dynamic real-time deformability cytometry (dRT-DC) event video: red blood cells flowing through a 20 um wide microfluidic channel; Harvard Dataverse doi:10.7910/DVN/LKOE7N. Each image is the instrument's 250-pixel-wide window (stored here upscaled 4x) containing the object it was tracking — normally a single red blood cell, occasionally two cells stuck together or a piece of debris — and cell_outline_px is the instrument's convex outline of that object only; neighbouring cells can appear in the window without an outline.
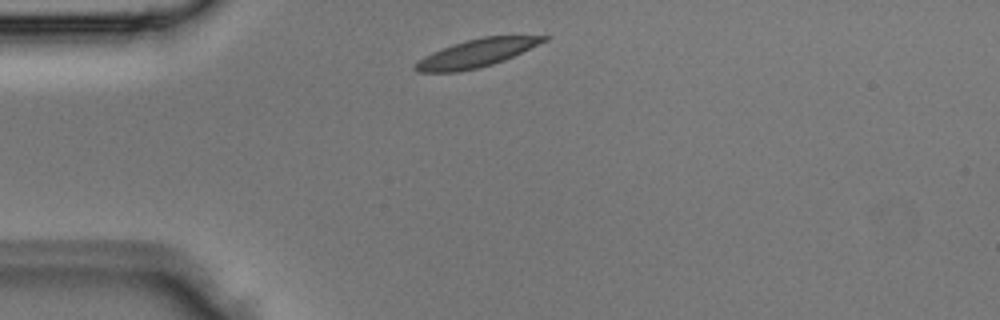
{"species": "Egyptian fruit bat (a non-hibernating species)", "species_latin": "Rousettus aegyptiacus", "temperature_condition": "room temperature", "stored_images_in_passage": 1, "camera_frame_rate_fps": 3000, "um_per_image_px": 0.085, "animal": {"sex": "male"}, "frame": {"image": 1, "passage_image": 1, "time_ms": 0.0, "image_size_px": [1000, 320], "cell_outline_px": [[552, 36], [548, 40], [504, 60], [492, 64], [476, 68], [456, 72], [416, 72], [412, 68], [412, 64], [424, 56], [432, 52], [452, 44], [484, 36]], "centroid_in_image_um": [40.45, 4.53], "position_along_channel_um": 44.6, "area_um2": 20.75}}